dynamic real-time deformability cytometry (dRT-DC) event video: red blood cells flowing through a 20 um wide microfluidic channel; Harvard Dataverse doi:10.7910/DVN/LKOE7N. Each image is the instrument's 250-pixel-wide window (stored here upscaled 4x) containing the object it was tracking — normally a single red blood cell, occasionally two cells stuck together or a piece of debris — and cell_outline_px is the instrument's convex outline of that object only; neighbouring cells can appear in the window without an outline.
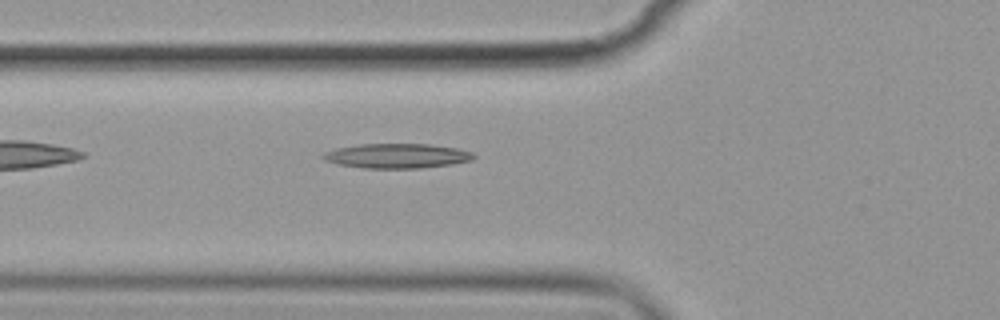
{"species": "common noctule bat (a hibernating species)", "species_latin": "Nyctalus noctula", "temperature_condition": "cold", "stored_images_in_passage": 2, "camera_frame_rate_fps": 3000, "um_per_image_px": 0.085, "animal": {"sex": "female", "body_mass_g": 19.9}, "frame": {"image": 1, "passage_image": 2, "time_ms": 1.333, "image_size_px": [1000, 320], "cell_outline_px": [[476, 156], [472, 160], [452, 164], [420, 168], [364, 168], [340, 164], [324, 160], [320, 156], [324, 152], [336, 148], [360, 144], [428, 144], [456, 148], [472, 152]], "centroid_in_image_um": [33.73, 13.25], "position_along_channel_um": 92.1, "area_um2": 21.56}}